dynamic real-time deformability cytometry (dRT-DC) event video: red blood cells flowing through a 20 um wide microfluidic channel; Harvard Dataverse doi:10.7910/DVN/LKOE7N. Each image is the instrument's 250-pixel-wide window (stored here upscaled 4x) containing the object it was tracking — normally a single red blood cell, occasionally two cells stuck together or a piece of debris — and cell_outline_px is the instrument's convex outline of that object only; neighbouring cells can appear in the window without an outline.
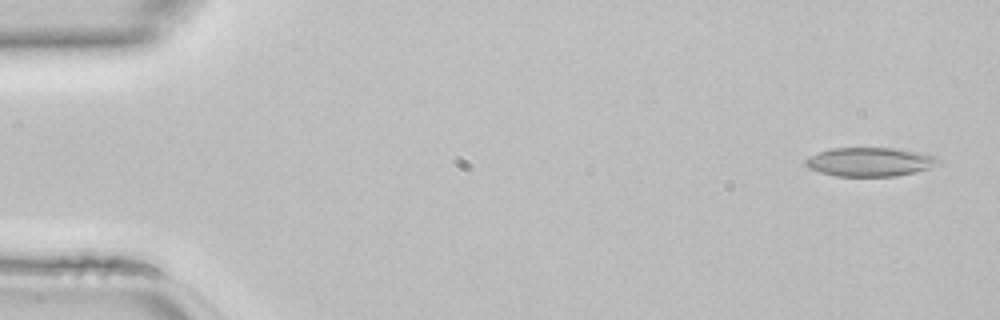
{"species": "common noctule bat (a hibernating species)", "species_latin": "Nyctalus noctula", "temperature_condition": "room temperature", "stored_images_in_passage": 11, "camera_frame_rate_fps": 3000, "um_per_image_px": 0.085, "animal": {"sex": "female", "body_mass_g": 22.7, "forearm_length_mm": 54.2}, "frame": {"image": 1, "passage_image": 2, "time_ms": 0.333, "image_size_px": [1000, 320], "cell_outline_px": [[940, 164], [916, 172], [896, 176], [836, 176], [820, 172], [808, 168], [804, 164], [804, 160], [820, 152], [832, 148], [900, 148], [920, 152], [936, 156], [940, 160]], "centroid_in_image_um": [73.98, 13.76], "position_along_channel_um": 11.0, "area_um2": 22.43}}